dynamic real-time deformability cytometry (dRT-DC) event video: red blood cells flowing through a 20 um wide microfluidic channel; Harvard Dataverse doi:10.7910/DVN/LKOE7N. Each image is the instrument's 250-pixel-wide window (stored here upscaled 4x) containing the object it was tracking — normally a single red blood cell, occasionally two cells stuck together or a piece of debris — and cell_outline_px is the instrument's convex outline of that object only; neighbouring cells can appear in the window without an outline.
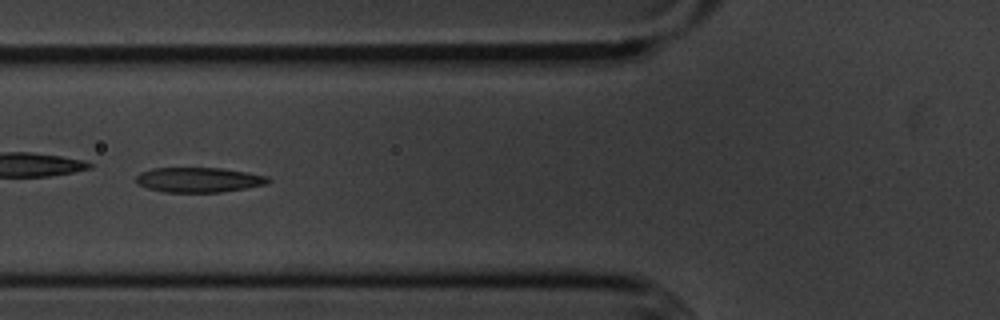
{"species": "common noctule bat (a hibernating species)", "species_latin": "Nyctalus noctula", "temperature_condition": "cold", "stored_images_in_passage": 53, "camera_frame_rate_fps": 3000, "um_per_image_px": 0.085, "animal": {"sex": "male", "body_mass_g": 20.1, "forearm_length_mm": 53.5}, "frame": {"image": 1, "passage_image": 20, "time_ms": 6.333, "image_size_px": [1000, 320], "cell_outline_px": [[272, 180], [268, 184], [220, 192], [164, 192], [148, 188], [136, 184], [136, 176], [140, 172], [152, 168], [220, 168], [248, 172], [268, 176]], "centroid_in_image_um": [16.9, 15.28], "position_along_channel_um": 108.9, "area_um2": 19.25}}
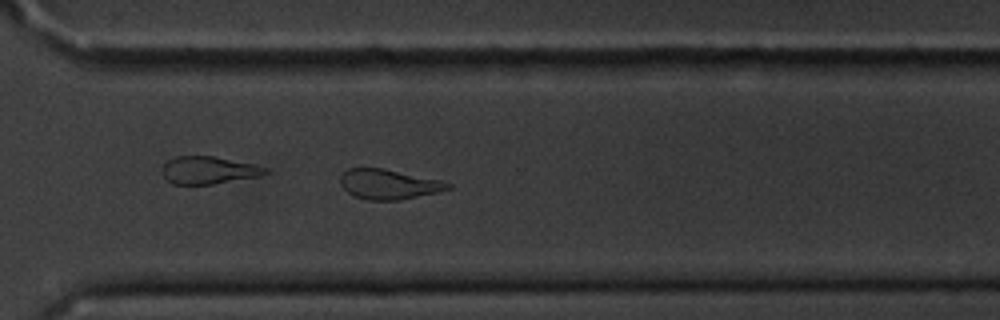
{"frame": {"image": 2, "passage_image": 39, "time_ms": 12.667, "image_size_px": [1000, 320], "cell_outline_px": [[452, 188], [440, 192], [400, 200], [368, 200], [356, 196], [348, 192], [340, 184], [340, 176], [348, 168], [384, 168], [440, 180], [452, 184]], "centroid_in_image_um": [33.07, 15.66], "position_along_channel_um": 337.5, "area_um2": 18.79}}
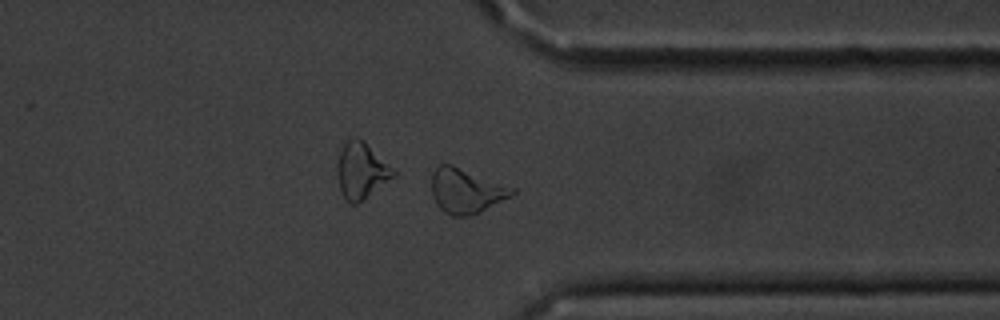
{"frame": {"image": 3, "passage_image": 42, "time_ms": 13.667, "image_size_px": [1000, 320], "cell_outline_px": [[516, 192], [512, 196], [480, 212], [468, 216], [452, 216], [444, 212], [436, 204], [432, 196], [432, 172], [440, 164], [452, 164], [516, 188]], "centroid_in_image_um": [39.63, 16.22], "position_along_channel_um": 371.8, "area_um2": 21.15}, "authors_computed_cell_mechanics": {"area_um2": 20.0566, "velocity_mm_per_s": 3.6074, "shape_relaxation_time_tau1_ms": 5.0235, "shape_relaxation_time_tau2_ms": 3.829, "deformation_change_tau1": 0.1587, "deformation_change_tau2": 0.1397}}